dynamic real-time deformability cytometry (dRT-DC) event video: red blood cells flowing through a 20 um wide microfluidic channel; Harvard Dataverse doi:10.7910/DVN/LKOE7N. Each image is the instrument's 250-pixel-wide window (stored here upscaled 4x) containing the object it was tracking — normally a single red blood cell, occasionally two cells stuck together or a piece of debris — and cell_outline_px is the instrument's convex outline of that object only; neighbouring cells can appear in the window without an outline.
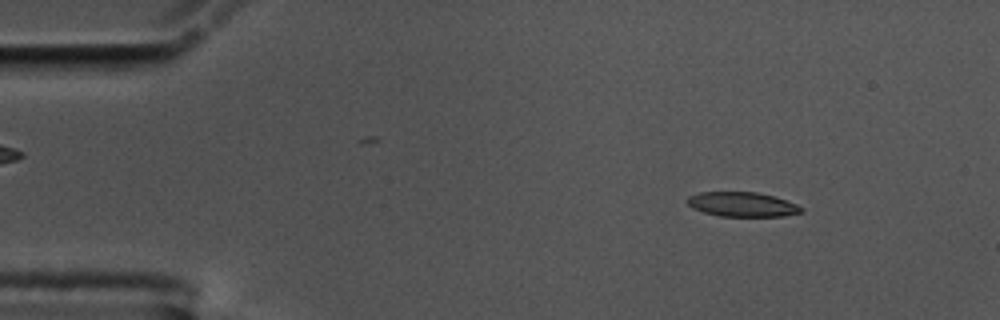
{"species": "common noctule bat (a hibernating species)", "species_latin": "Nyctalus noctula", "temperature_condition": "cold", "stored_images_in_passage": 56, "camera_frame_rate_fps": 3000, "um_per_image_px": 0.085, "animal": {"sex": "male", "body_mass_g": 17.5, "forearm_length_mm": 52.3}, "frame": {"image": 1, "passage_image": 7, "time_ms": 2.0, "image_size_px": [1000, 320], "cell_outline_px": [[804, 212], [784, 216], [720, 216], [704, 212], [692, 208], [688, 204], [688, 196], [700, 192], [756, 192], [772, 196], [796, 204], [804, 208]], "centroid_in_image_um": [63.1, 17.38], "position_along_channel_um": 21.9, "area_um2": 16.18}}
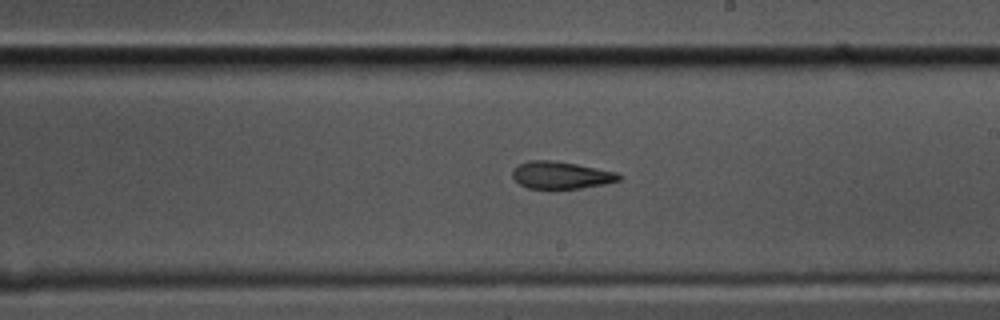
{"frame": {"image": 2, "passage_image": 32, "time_ms": 10.333, "image_size_px": [1000, 320], "cell_outline_px": [[624, 176], [620, 180], [604, 184], [580, 188], [528, 188], [520, 184], [512, 176], [512, 172], [520, 164], [528, 160], [552, 160], [576, 164], [616, 172]], "centroid_in_image_um": [47.71, 14.88], "position_along_channel_um": 241.3, "area_um2": 16.7}}
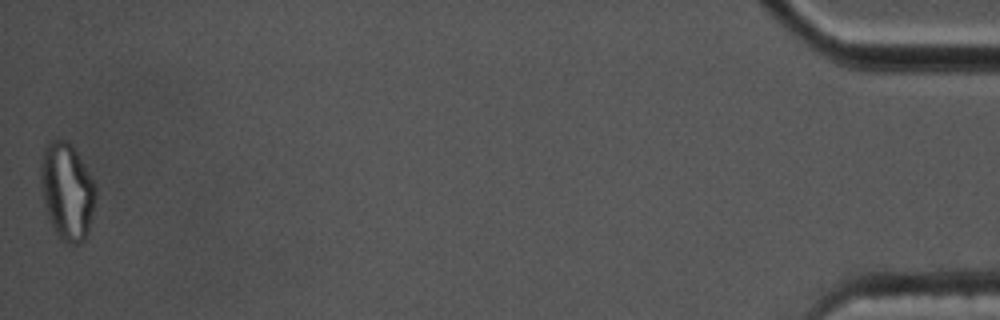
{"frame": {"image": 3, "passage_image": 56, "time_ms": 18.333, "image_size_px": [1000, 320], "cell_outline_px": [[96, 196], [88, 232], [84, 240], [80, 244], [68, 244], [60, 240], [52, 224], [44, 200], [40, 184], [40, 160], [44, 148], [48, 140], [68, 140], [72, 144], [84, 164], [96, 188]], "centroid_in_image_um": [5.69, 16.23], "position_along_channel_um": 429.5, "area_um2": 30.98}, "authors_computed_cell_mechanics": {"area_um2": 17.5423, "velocity_mm_per_s": 3.5466, "shape_relaxation_time_tau1_ms": null, "shape_relaxation_time_tau2_ms": 4.4676, "deformation_change_tau1": null, "deformation_change_tau2": 0.1375}}